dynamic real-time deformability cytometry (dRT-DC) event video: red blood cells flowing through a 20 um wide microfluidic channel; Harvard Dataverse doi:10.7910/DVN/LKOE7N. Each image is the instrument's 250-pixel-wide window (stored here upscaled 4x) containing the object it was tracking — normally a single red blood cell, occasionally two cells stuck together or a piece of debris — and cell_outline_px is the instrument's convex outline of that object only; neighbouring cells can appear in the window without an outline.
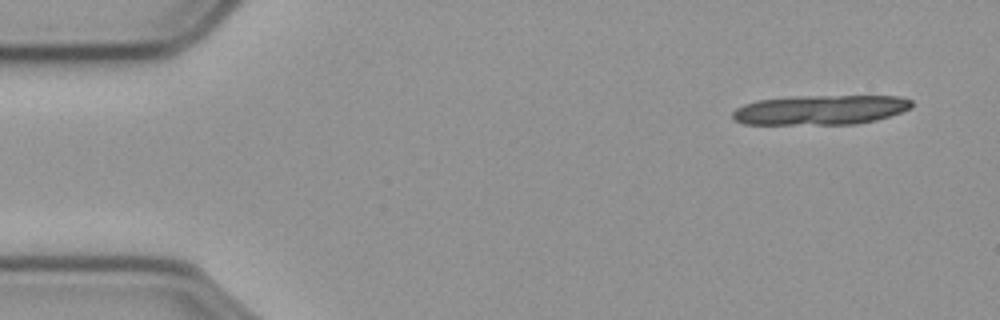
{"species": "common noctule bat (a hibernating species)", "species_latin": "Nyctalus noctula", "temperature_condition": "cold", "stored_images_in_passage": 20, "camera_frame_rate_fps": 3000, "um_per_image_px": 0.085, "animal": {"sex": "male", "body_mass_g": 23.1, "forearm_length_mm": 52.7}, "frame": {"image": 1, "passage_image": 4, "time_ms": 1.0, "image_size_px": [1000, 320], "cell_outline_px": [[912, 104], [908, 108], [900, 112], [876, 120], [856, 124], [744, 124], [736, 120], [732, 116], [732, 112], [736, 108], [744, 104], [756, 100], [792, 96], [900, 96], [912, 100]], "centroid_in_image_um": [69.7, 9.33], "position_along_channel_um": 15.3, "area_um2": 30.92}}